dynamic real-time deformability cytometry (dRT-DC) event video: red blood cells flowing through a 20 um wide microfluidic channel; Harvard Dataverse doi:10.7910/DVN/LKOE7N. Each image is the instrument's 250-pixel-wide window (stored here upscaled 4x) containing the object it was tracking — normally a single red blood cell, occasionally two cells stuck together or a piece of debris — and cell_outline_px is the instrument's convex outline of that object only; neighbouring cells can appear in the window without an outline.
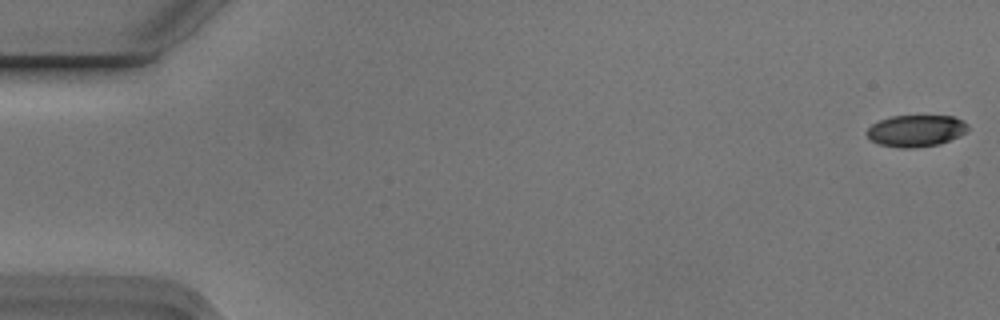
{"species": "Egyptian fruit bat (a non-hibernating species)", "species_latin": "Rousettus aegyptiacus", "temperature_condition": "cold", "stored_images_in_passage": 5, "camera_frame_rate_fps": 3000, "um_per_image_px": 0.085, "animal": {"sex": "male"}, "frame": {"image": 1, "passage_image": 1, "time_ms": 0.0, "image_size_px": [1000, 320], "cell_outline_px": [[968, 128], [960, 136], [940, 144], [916, 148], [900, 148], [880, 144], [872, 140], [864, 132], [872, 124], [888, 116], [956, 116], [964, 120], [968, 124]], "centroid_in_image_um": [77.87, 11.11], "position_along_channel_um": 7.1, "area_um2": 18.84}}